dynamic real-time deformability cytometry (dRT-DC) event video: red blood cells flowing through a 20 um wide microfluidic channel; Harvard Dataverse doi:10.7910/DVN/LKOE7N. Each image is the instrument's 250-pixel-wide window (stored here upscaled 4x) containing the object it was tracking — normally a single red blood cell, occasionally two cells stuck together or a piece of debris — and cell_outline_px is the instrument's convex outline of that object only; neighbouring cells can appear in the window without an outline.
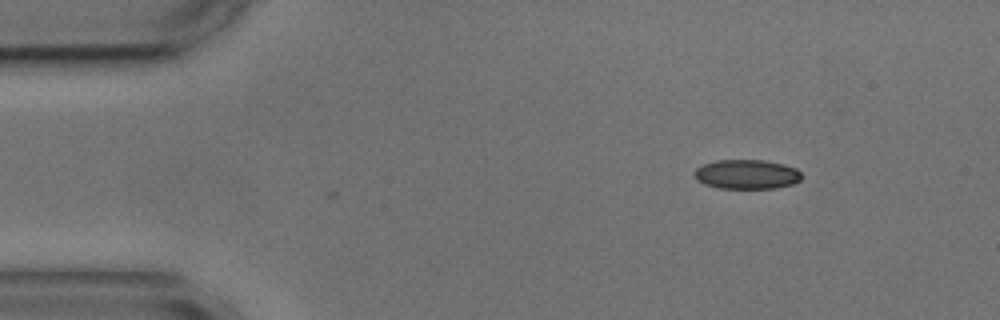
{"species": "common noctule bat (a hibernating species)", "species_latin": "Nyctalus noctula", "temperature_condition": "cold", "stored_images_in_passage": 3, "camera_frame_rate_fps": 3000, "um_per_image_px": 0.085, "animal": {"sex": "male", "body_mass_g": 17.9, "forearm_length_mm": 54.2}, "frame": {"image": 1, "passage_image": 1, "time_ms": 0.0, "image_size_px": [1000, 320], "cell_outline_px": [[804, 176], [800, 180], [792, 184], [776, 188], [720, 188], [704, 184], [696, 180], [692, 172], [696, 168], [704, 164], [716, 160], [764, 160], [784, 164], [796, 168]], "centroid_in_image_um": [63.47, 14.81], "position_along_channel_um": 21.5, "area_um2": 18.55}}